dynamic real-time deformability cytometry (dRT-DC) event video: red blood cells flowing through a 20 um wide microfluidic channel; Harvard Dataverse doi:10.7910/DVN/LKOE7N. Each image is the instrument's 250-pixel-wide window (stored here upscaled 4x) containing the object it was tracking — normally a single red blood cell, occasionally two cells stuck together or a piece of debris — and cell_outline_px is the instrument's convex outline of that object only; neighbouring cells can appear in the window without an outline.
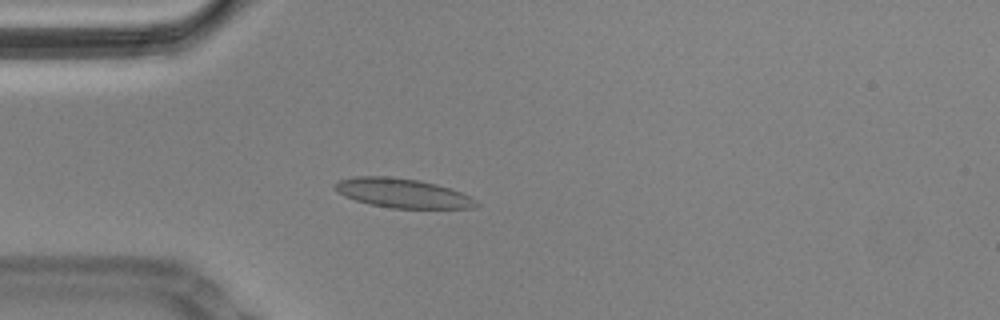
{"species": "Egyptian fruit bat (a non-hibernating species)", "species_latin": "Rousettus aegyptiacus", "temperature_condition": "cold", "stored_images_in_passage": 56, "camera_frame_rate_fps": 3000, "um_per_image_px": 0.085, "animal": {"sex": "male"}, "frame": {"image": 1, "passage_image": 14, "time_ms": 4.333, "image_size_px": [1000, 320], "cell_outline_px": [[480, 204], [472, 208], [392, 208], [368, 204], [344, 196], [336, 192], [332, 188], [332, 184], [340, 180], [356, 176], [388, 176], [420, 180], [436, 184], [472, 196]], "centroid_in_image_um": [34.18, 16.41], "position_along_channel_um": 50.8, "area_um2": 24.28}}
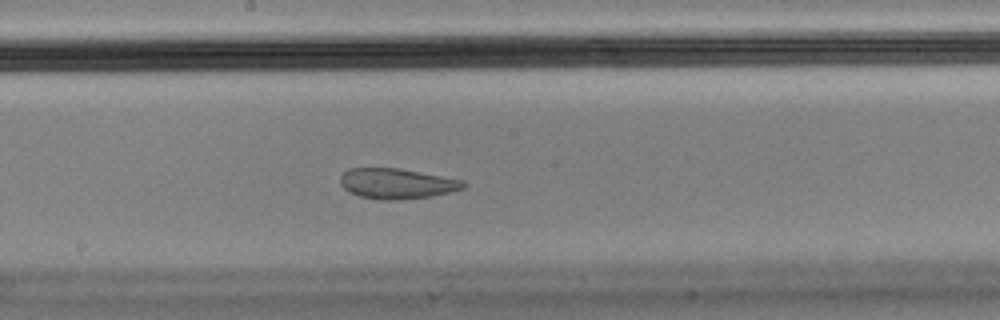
{"frame": {"image": 2, "passage_image": 29, "time_ms": 9.333, "image_size_px": [1000, 320], "cell_outline_px": [[468, 184], [464, 188], [432, 196], [396, 200], [376, 200], [360, 196], [348, 192], [340, 184], [340, 176], [348, 168], [400, 168], [464, 180]], "centroid_in_image_um": [33.72, 15.6], "position_along_channel_um": 214.5, "area_um2": 21.96}}
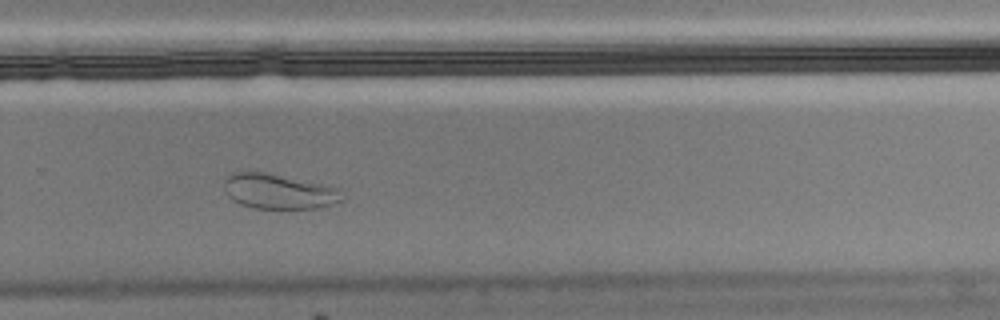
{"frame": {"image": 3, "passage_image": 37, "time_ms": 12.0, "image_size_px": [1000, 320], "cell_outline_px": [[348, 196], [344, 200], [324, 208], [252, 208], [240, 204], [232, 200], [228, 196], [224, 188], [224, 180], [232, 172], [268, 172], [340, 188]], "centroid_in_image_um": [23.77, 16.28], "position_along_channel_um": 306.0, "area_um2": 24.57}}